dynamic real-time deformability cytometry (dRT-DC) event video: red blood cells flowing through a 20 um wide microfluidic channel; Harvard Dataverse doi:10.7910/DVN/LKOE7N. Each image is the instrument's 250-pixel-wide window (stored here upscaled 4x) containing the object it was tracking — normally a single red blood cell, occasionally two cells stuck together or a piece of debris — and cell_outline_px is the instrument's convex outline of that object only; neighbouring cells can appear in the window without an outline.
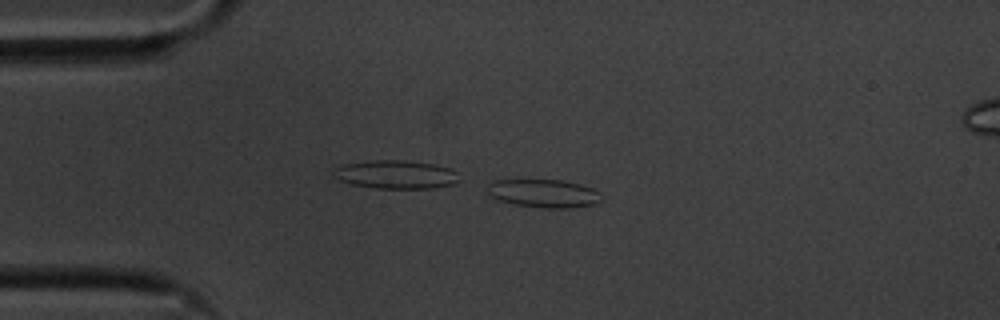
{"species": "common noctule bat (a hibernating species)", "species_latin": "Nyctalus noctula", "temperature_condition": "cold", "stored_images_in_passage": 12, "camera_frame_rate_fps": 3000, "um_per_image_px": 0.085, "animal": {"sex": "male", "body_mass_g": 20.1, "forearm_length_mm": 53.5}, "frame": {"image": 1, "passage_image": 12, "time_ms": 3.667, "image_size_px": [1000, 320], "cell_outline_px": [[604, 200], [596, 204], [568, 208], [540, 208], [512, 204], [488, 196], [488, 180], [564, 180], [580, 184], [592, 188], [600, 192], [604, 196]], "centroid_in_image_um": [46.24, 16.44], "position_along_channel_um": 38.8, "area_um2": 19.19}}